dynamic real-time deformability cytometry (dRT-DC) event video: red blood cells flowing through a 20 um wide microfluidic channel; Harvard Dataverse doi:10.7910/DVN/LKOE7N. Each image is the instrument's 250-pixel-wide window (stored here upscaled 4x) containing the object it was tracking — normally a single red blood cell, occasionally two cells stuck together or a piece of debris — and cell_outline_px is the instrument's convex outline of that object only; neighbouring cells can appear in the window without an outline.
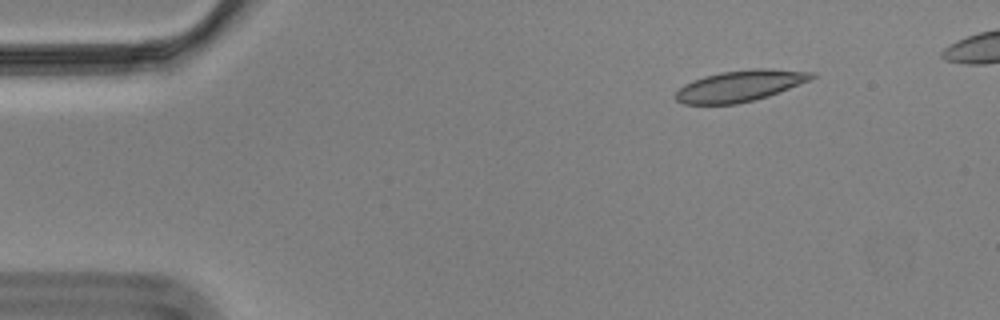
{"species": "Egyptian fruit bat (a non-hibernating species)", "species_latin": "Rousettus aegyptiacus", "temperature_condition": "cold", "stored_images_in_passage": 15, "camera_frame_rate_fps": 3000, "um_per_image_px": 0.085, "animal": {"sex": "male"}, "frame": {"image": 1, "passage_image": 7, "time_ms": 2.0, "image_size_px": [1000, 320], "cell_outline_px": [[816, 76], [808, 80], [768, 96], [736, 104], [684, 104], [676, 100], [672, 96], [684, 84], [692, 80], [704, 76], [720, 72], [752, 68], [772, 68], [816, 72]], "centroid_in_image_um": [62.87, 7.28], "position_along_channel_um": 22.1, "area_um2": 24.74}}